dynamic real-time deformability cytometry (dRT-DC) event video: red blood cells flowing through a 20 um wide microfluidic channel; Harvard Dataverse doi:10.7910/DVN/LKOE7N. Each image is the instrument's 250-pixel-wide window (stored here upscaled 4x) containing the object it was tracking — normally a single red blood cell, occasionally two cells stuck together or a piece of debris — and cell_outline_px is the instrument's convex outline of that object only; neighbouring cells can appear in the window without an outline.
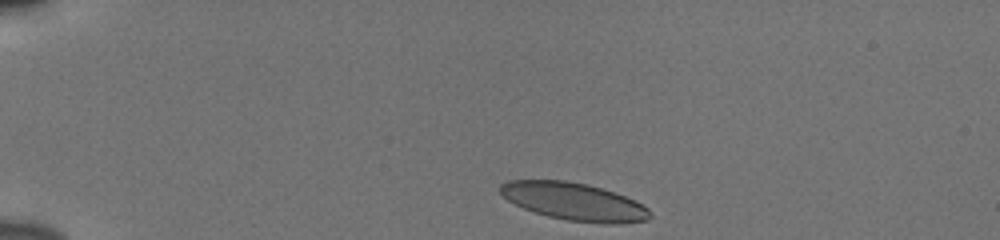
{"species": "human", "species_latin": "Homo sapiens", "temperature_condition": "cold", "stored_images_in_passage": 43, "camera_frame_rate_fps": 3000, "um_per_image_px": 0.085, "donor": {"sex": "male"}, "frame": {"image": 1, "passage_image": 1, "time_ms": 0.0, "image_size_px": [1000, 240], "cell_outline_px": [[652, 216], [648, 220], [616, 224], [612, 224], [568, 220], [548, 216], [524, 208], [508, 200], [500, 192], [500, 184], [508, 180], [564, 180], [588, 184], [636, 200], [648, 208]], "centroid_in_image_um": [48.81, 17.13], "position_along_channel_um": 36.2, "area_um2": 32.54}}
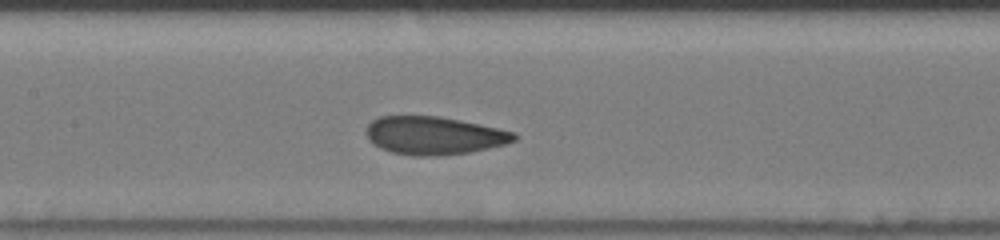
{"frame": {"image": 2, "passage_image": 17, "time_ms": 5.333, "image_size_px": [1000, 240], "cell_outline_px": [[516, 140], [504, 144], [488, 148], [468, 152], [440, 156], [412, 156], [392, 152], [380, 148], [372, 144], [368, 140], [364, 132], [368, 124], [372, 120], [380, 116], [440, 116], [460, 120], [516, 132]], "centroid_in_image_um": [36.84, 11.52], "position_along_channel_um": 170.6, "area_um2": 32.95}}
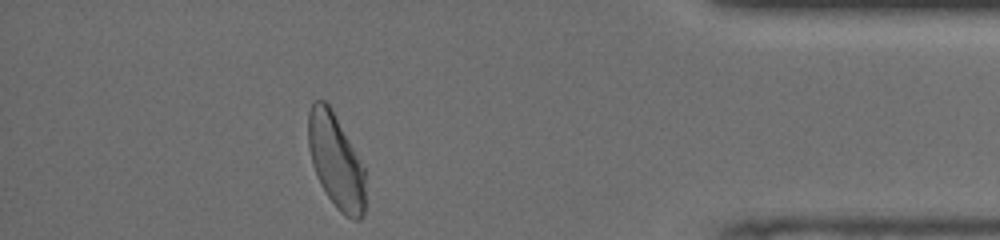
{"frame": {"image": 3, "passage_image": 38, "time_ms": 12.333, "image_size_px": [1000, 240], "cell_outline_px": [[364, 216], [360, 220], [352, 220], [344, 216], [336, 208], [328, 196], [312, 164], [308, 144], [308, 112], [312, 104], [316, 100], [324, 100], [328, 104], [364, 168]], "centroid_in_image_um": [28.54, 13.74], "position_along_channel_um": 406.7, "area_um2": 30.63}, "authors_computed_cell_mechanics": {"area_um2": 33.1772, "velocity_mm_per_s": 3.8279, "shape_relaxation_time_tau1_ms": 4.1807, "shape_relaxation_time_tau2_ms": 1.0656, "deformation_change_tau1": 0.1379, "deformation_change_tau2": 0.0569}}